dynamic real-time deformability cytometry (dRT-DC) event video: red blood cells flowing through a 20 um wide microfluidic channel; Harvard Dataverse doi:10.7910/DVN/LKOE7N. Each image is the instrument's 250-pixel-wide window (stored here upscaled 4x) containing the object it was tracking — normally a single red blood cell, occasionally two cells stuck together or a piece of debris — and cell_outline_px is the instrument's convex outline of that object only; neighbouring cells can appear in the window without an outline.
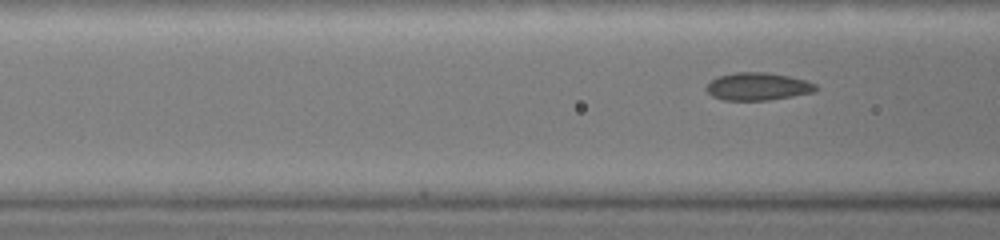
{"species": "common noctule bat (a hibernating species)", "species_latin": "Nyctalus noctula", "temperature_condition": "warm", "stored_images_in_passage": 11, "camera_frame_rate_fps": 3000, "um_per_image_px": 0.085, "animal": {"sex": "female", "body_mass_g": 19.0, "forearm_length_mm": 51.5}, "frame": {"image": 1, "passage_image": 11, "time_ms": 2.333, "image_size_px": [1000, 240], "cell_outline_px": [[820, 88], [816, 92], [768, 100], [724, 100], [712, 96], [704, 88], [716, 76], [736, 72], [768, 72], [788, 76], [804, 80], [816, 84]], "centroid_in_image_um": [64.42, 7.35], "position_along_channel_um": 102.2, "area_um2": 17.74}}